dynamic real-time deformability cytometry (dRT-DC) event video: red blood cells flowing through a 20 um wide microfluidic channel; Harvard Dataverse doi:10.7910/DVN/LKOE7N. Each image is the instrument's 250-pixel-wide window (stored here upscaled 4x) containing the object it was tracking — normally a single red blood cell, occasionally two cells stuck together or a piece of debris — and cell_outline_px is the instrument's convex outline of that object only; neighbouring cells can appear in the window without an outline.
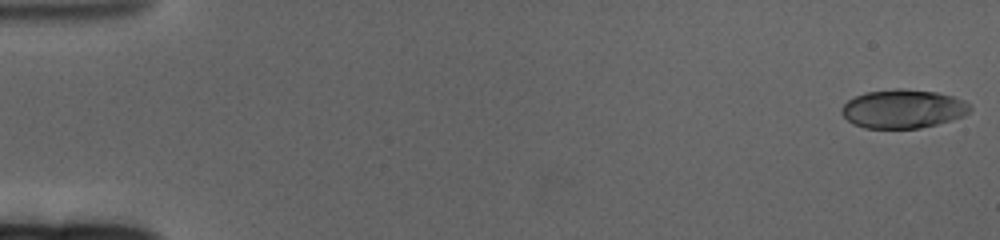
{"species": "human", "species_latin": "Homo sapiens", "temperature_condition": "cold", "stored_images_in_passage": 62, "camera_frame_rate_fps": 3000, "um_per_image_px": 0.085, "donor": {"sex": "female"}, "frame": {"image": 1, "passage_image": 1, "time_ms": 0.0, "image_size_px": [1000, 240], "cell_outline_px": [[972, 108], [964, 116], [952, 120], [920, 128], [864, 128], [852, 124], [840, 112], [840, 108], [848, 100], [864, 92], [896, 88], [904, 88], [936, 92], [952, 96], [964, 100]], "centroid_in_image_um": [76.74, 9.25], "position_along_channel_um": 8.3, "area_um2": 29.13}}
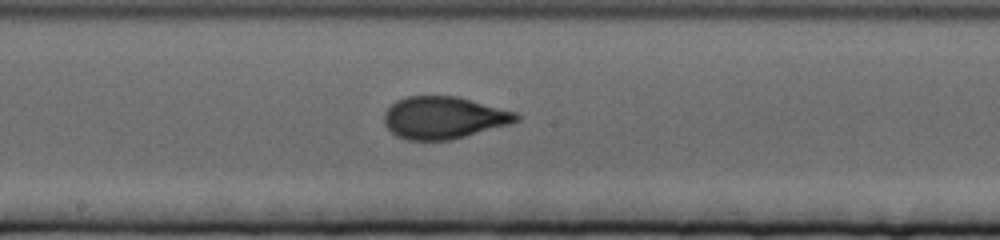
{"frame": {"image": 2, "passage_image": 34, "time_ms": 11.0, "image_size_px": [1000, 240], "cell_outline_px": [[520, 120], [508, 124], [464, 136], [448, 140], [408, 140], [396, 136], [384, 124], [384, 112], [396, 100], [404, 96], [456, 96], [516, 112], [520, 116]], "centroid_in_image_um": [37.67, 9.99], "position_along_channel_um": 210.5, "area_um2": 32.25}}
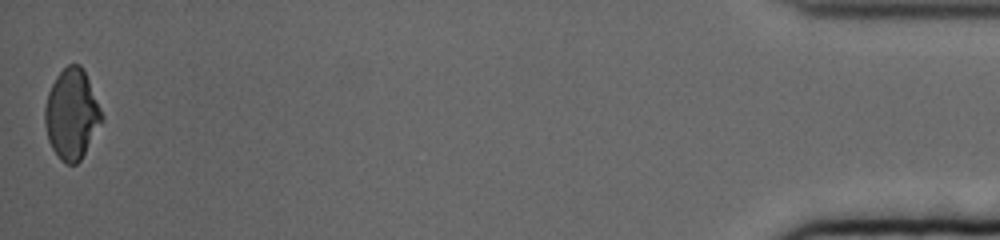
{"frame": {"image": 3, "passage_image": 62, "time_ms": 20.333, "image_size_px": [1000, 240], "cell_outline_px": [[104, 120], [80, 160], [76, 164], [68, 164], [60, 160], [52, 148], [48, 140], [44, 124], [44, 108], [48, 92], [56, 76], [68, 64], [80, 64], [88, 80], [104, 116]], "centroid_in_image_um": [6.09, 9.72], "position_along_channel_um": 429.1, "area_um2": 29.82}, "authors_computed_cell_mechanics": {"area_um2": 31.5588, "velocity_mm_per_s": 3.2707, "shape_relaxation_time_tau1_ms": 5.1209, "shape_relaxation_time_tau2_ms": 0.934, "deformation_change_tau1": 0.155, "deformation_change_tau2": 0.0509}}